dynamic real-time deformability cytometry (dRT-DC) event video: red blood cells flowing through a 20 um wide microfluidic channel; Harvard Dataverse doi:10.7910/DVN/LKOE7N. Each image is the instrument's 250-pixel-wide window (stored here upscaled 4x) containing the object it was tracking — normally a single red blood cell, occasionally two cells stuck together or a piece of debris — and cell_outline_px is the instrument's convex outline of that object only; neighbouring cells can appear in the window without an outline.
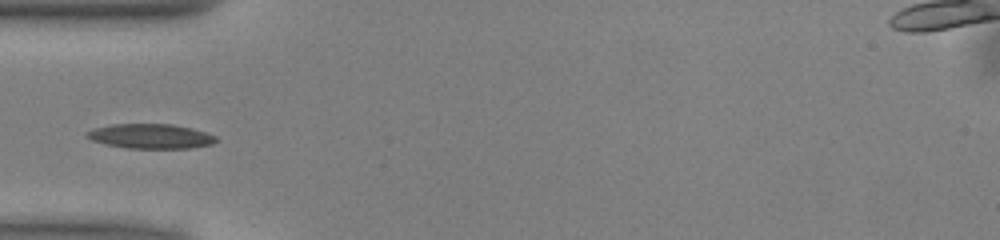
{"species": "common noctule bat (a hibernating species)", "species_latin": "Nyctalus noctula", "temperature_condition": "warm", "stored_images_in_passage": 36, "camera_frame_rate_fps": 3000, "um_per_image_px": 0.085, "animal": {"sex": "male", "body_mass_g": 13.0, "forearm_length_mm": 53.1}, "frame": {"image": 1, "passage_image": 1, "time_ms": 0.0, "image_size_px": [1000, 240], "cell_outline_px": [[220, 140], [212, 144], [192, 148], [128, 148], [108, 144], [92, 140], [84, 136], [84, 132], [96, 128], [112, 124], [172, 124], [192, 128], [216, 136]], "centroid_in_image_um": [12.83, 11.58], "position_along_channel_um": 72.2, "area_um2": 18.55}}
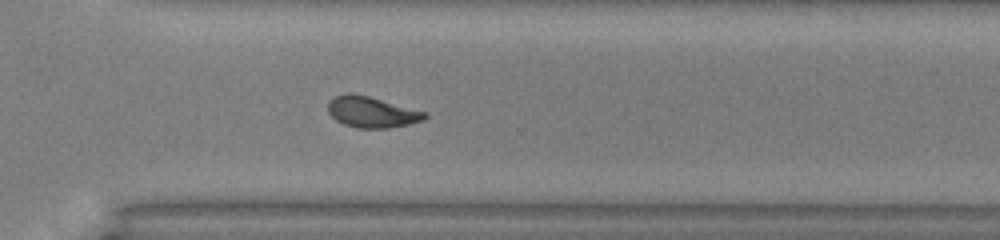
{"frame": {"image": 2, "passage_image": 21, "time_ms": 6.667, "image_size_px": [1000, 240], "cell_outline_px": [[428, 116], [424, 120], [408, 124], [388, 128], [356, 128], [344, 124], [336, 120], [328, 112], [328, 100], [336, 96], [348, 92], [352, 92], [368, 96], [428, 112]], "centroid_in_image_um": [31.6, 9.52], "position_along_channel_um": 339.0, "area_um2": 17.57}}
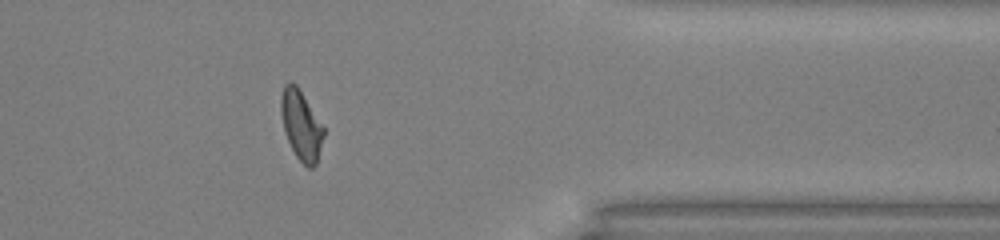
{"frame": {"image": 3, "passage_image": 26, "time_ms": 8.333, "image_size_px": [1000, 240], "cell_outline_px": [[324, 136], [316, 164], [312, 168], [308, 168], [296, 156], [284, 132], [280, 112], [280, 96], [284, 84], [288, 80], [292, 80], [296, 84], [324, 128]], "centroid_in_image_um": [25.57, 10.6], "position_along_channel_um": 385.8, "area_um2": 17.28}}